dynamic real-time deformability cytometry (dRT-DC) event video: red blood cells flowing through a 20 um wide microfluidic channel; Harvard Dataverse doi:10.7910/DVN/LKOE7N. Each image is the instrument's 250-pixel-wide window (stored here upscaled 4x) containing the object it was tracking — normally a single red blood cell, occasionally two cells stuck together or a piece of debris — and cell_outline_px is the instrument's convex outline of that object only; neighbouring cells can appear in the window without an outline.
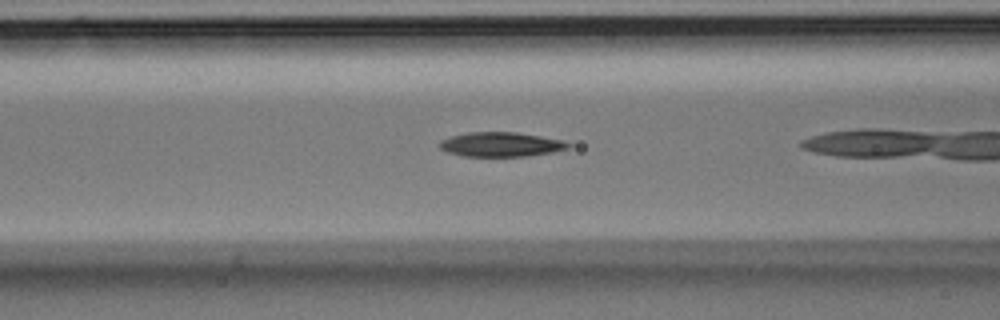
{"species": "Egyptian fruit bat (a non-hibernating species)", "species_latin": "Rousettus aegyptiacus", "temperature_condition": "room temperature", "stored_images_in_passage": 6, "camera_frame_rate_fps": 3000, "um_per_image_px": 0.085, "animal": {"sex": "male"}, "frame": {"image": 1, "passage_image": 5, "time_ms": 1.333, "image_size_px": [1000, 320], "cell_outline_px": [[572, 144], [568, 148], [552, 152], [528, 156], [464, 156], [448, 152], [440, 148], [436, 144], [440, 140], [452, 136], [468, 132], [516, 132], [564, 140]], "centroid_in_image_um": [42.57, 12.27], "position_along_channel_um": 124.0, "area_um2": 18.38}}